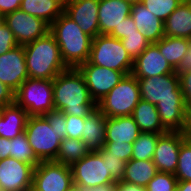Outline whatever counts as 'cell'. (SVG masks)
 I'll list each match as a JSON object with an SVG mask.
<instances>
[{"label": "cell", "mask_w": 191, "mask_h": 191, "mask_svg": "<svg viewBox=\"0 0 191 191\" xmlns=\"http://www.w3.org/2000/svg\"><path fill=\"white\" fill-rule=\"evenodd\" d=\"M97 152L102 156L103 160H107V166L111 177L116 182L122 181L125 172L126 161L120 159V157L110 156V154L103 148Z\"/></svg>", "instance_id": "e575fe53"}, {"label": "cell", "mask_w": 191, "mask_h": 191, "mask_svg": "<svg viewBox=\"0 0 191 191\" xmlns=\"http://www.w3.org/2000/svg\"><path fill=\"white\" fill-rule=\"evenodd\" d=\"M174 72L175 69L160 53L155 43H151L146 50L134 60L132 70V74L136 78H149Z\"/></svg>", "instance_id": "e0dca14e"}, {"label": "cell", "mask_w": 191, "mask_h": 191, "mask_svg": "<svg viewBox=\"0 0 191 191\" xmlns=\"http://www.w3.org/2000/svg\"><path fill=\"white\" fill-rule=\"evenodd\" d=\"M34 167L13 157L0 160L2 191H26L33 183Z\"/></svg>", "instance_id": "5bb4252c"}, {"label": "cell", "mask_w": 191, "mask_h": 191, "mask_svg": "<svg viewBox=\"0 0 191 191\" xmlns=\"http://www.w3.org/2000/svg\"><path fill=\"white\" fill-rule=\"evenodd\" d=\"M164 35L191 40V0H183L164 21Z\"/></svg>", "instance_id": "7402d4cb"}, {"label": "cell", "mask_w": 191, "mask_h": 191, "mask_svg": "<svg viewBox=\"0 0 191 191\" xmlns=\"http://www.w3.org/2000/svg\"><path fill=\"white\" fill-rule=\"evenodd\" d=\"M129 56L135 60L151 44L139 31L137 33L126 34L120 40Z\"/></svg>", "instance_id": "d6a6232c"}, {"label": "cell", "mask_w": 191, "mask_h": 191, "mask_svg": "<svg viewBox=\"0 0 191 191\" xmlns=\"http://www.w3.org/2000/svg\"><path fill=\"white\" fill-rule=\"evenodd\" d=\"M13 12V0H0V13L5 16Z\"/></svg>", "instance_id": "7dc6e473"}, {"label": "cell", "mask_w": 191, "mask_h": 191, "mask_svg": "<svg viewBox=\"0 0 191 191\" xmlns=\"http://www.w3.org/2000/svg\"><path fill=\"white\" fill-rule=\"evenodd\" d=\"M66 117V129H67V137L81 139L83 135V124L85 118L65 115Z\"/></svg>", "instance_id": "74e56055"}, {"label": "cell", "mask_w": 191, "mask_h": 191, "mask_svg": "<svg viewBox=\"0 0 191 191\" xmlns=\"http://www.w3.org/2000/svg\"><path fill=\"white\" fill-rule=\"evenodd\" d=\"M89 152L88 146L81 139L65 137L60 143L55 162L72 166Z\"/></svg>", "instance_id": "83f0119b"}, {"label": "cell", "mask_w": 191, "mask_h": 191, "mask_svg": "<svg viewBox=\"0 0 191 191\" xmlns=\"http://www.w3.org/2000/svg\"><path fill=\"white\" fill-rule=\"evenodd\" d=\"M125 2L130 3L131 5L142 3L143 0H123Z\"/></svg>", "instance_id": "f5cc1de1"}, {"label": "cell", "mask_w": 191, "mask_h": 191, "mask_svg": "<svg viewBox=\"0 0 191 191\" xmlns=\"http://www.w3.org/2000/svg\"><path fill=\"white\" fill-rule=\"evenodd\" d=\"M23 0H13V11L20 9Z\"/></svg>", "instance_id": "f907efd6"}, {"label": "cell", "mask_w": 191, "mask_h": 191, "mask_svg": "<svg viewBox=\"0 0 191 191\" xmlns=\"http://www.w3.org/2000/svg\"><path fill=\"white\" fill-rule=\"evenodd\" d=\"M140 100L139 83L131 73L97 102V108L106 118L131 116Z\"/></svg>", "instance_id": "5b68a950"}, {"label": "cell", "mask_w": 191, "mask_h": 191, "mask_svg": "<svg viewBox=\"0 0 191 191\" xmlns=\"http://www.w3.org/2000/svg\"><path fill=\"white\" fill-rule=\"evenodd\" d=\"M103 149L110 156L120 157V159L128 162L131 159L133 146L130 143H117L115 141H105Z\"/></svg>", "instance_id": "d590c367"}, {"label": "cell", "mask_w": 191, "mask_h": 191, "mask_svg": "<svg viewBox=\"0 0 191 191\" xmlns=\"http://www.w3.org/2000/svg\"><path fill=\"white\" fill-rule=\"evenodd\" d=\"M131 16L137 30L144 35L148 42L156 43L165 36L164 22L147 10L142 3L132 5Z\"/></svg>", "instance_id": "d6986e66"}, {"label": "cell", "mask_w": 191, "mask_h": 191, "mask_svg": "<svg viewBox=\"0 0 191 191\" xmlns=\"http://www.w3.org/2000/svg\"><path fill=\"white\" fill-rule=\"evenodd\" d=\"M185 132L191 137V108L188 110V124Z\"/></svg>", "instance_id": "681fc988"}, {"label": "cell", "mask_w": 191, "mask_h": 191, "mask_svg": "<svg viewBox=\"0 0 191 191\" xmlns=\"http://www.w3.org/2000/svg\"><path fill=\"white\" fill-rule=\"evenodd\" d=\"M190 70H191V45L189 46L185 56L182 58L180 64L175 69V72L179 75L182 72H186Z\"/></svg>", "instance_id": "7bdbcfd3"}, {"label": "cell", "mask_w": 191, "mask_h": 191, "mask_svg": "<svg viewBox=\"0 0 191 191\" xmlns=\"http://www.w3.org/2000/svg\"><path fill=\"white\" fill-rule=\"evenodd\" d=\"M183 0H143L142 4L161 21H165Z\"/></svg>", "instance_id": "1f68e13d"}, {"label": "cell", "mask_w": 191, "mask_h": 191, "mask_svg": "<svg viewBox=\"0 0 191 191\" xmlns=\"http://www.w3.org/2000/svg\"><path fill=\"white\" fill-rule=\"evenodd\" d=\"M137 27L135 26L132 16H128L119 25L118 30H113L109 36L117 38L119 40L126 37V34L137 33Z\"/></svg>", "instance_id": "60d3db41"}, {"label": "cell", "mask_w": 191, "mask_h": 191, "mask_svg": "<svg viewBox=\"0 0 191 191\" xmlns=\"http://www.w3.org/2000/svg\"><path fill=\"white\" fill-rule=\"evenodd\" d=\"M176 191H191V181H178Z\"/></svg>", "instance_id": "c3c4849f"}, {"label": "cell", "mask_w": 191, "mask_h": 191, "mask_svg": "<svg viewBox=\"0 0 191 191\" xmlns=\"http://www.w3.org/2000/svg\"><path fill=\"white\" fill-rule=\"evenodd\" d=\"M10 157V139L0 137V160Z\"/></svg>", "instance_id": "bcb514c9"}, {"label": "cell", "mask_w": 191, "mask_h": 191, "mask_svg": "<svg viewBox=\"0 0 191 191\" xmlns=\"http://www.w3.org/2000/svg\"><path fill=\"white\" fill-rule=\"evenodd\" d=\"M16 46H18V43L14 37V34L4 23L0 28V55L12 50Z\"/></svg>", "instance_id": "f35d334b"}, {"label": "cell", "mask_w": 191, "mask_h": 191, "mask_svg": "<svg viewBox=\"0 0 191 191\" xmlns=\"http://www.w3.org/2000/svg\"><path fill=\"white\" fill-rule=\"evenodd\" d=\"M14 102L29 116H43L54 110L53 80L28 78L15 91Z\"/></svg>", "instance_id": "52a82bcc"}, {"label": "cell", "mask_w": 191, "mask_h": 191, "mask_svg": "<svg viewBox=\"0 0 191 191\" xmlns=\"http://www.w3.org/2000/svg\"><path fill=\"white\" fill-rule=\"evenodd\" d=\"M155 44L158 46L160 53L165 57L168 63L176 69L187 53L188 48L191 45V40L164 36Z\"/></svg>", "instance_id": "4316f807"}, {"label": "cell", "mask_w": 191, "mask_h": 191, "mask_svg": "<svg viewBox=\"0 0 191 191\" xmlns=\"http://www.w3.org/2000/svg\"><path fill=\"white\" fill-rule=\"evenodd\" d=\"M98 10L99 0H70L64 7V12L92 38L99 35Z\"/></svg>", "instance_id": "2e32d148"}, {"label": "cell", "mask_w": 191, "mask_h": 191, "mask_svg": "<svg viewBox=\"0 0 191 191\" xmlns=\"http://www.w3.org/2000/svg\"><path fill=\"white\" fill-rule=\"evenodd\" d=\"M73 184L72 171L55 161H40L34 168L32 185L42 191H67Z\"/></svg>", "instance_id": "30bf717a"}, {"label": "cell", "mask_w": 191, "mask_h": 191, "mask_svg": "<svg viewBox=\"0 0 191 191\" xmlns=\"http://www.w3.org/2000/svg\"><path fill=\"white\" fill-rule=\"evenodd\" d=\"M90 64L131 74L134 60L129 56L122 42L109 35H97L92 39L89 59Z\"/></svg>", "instance_id": "8992f818"}, {"label": "cell", "mask_w": 191, "mask_h": 191, "mask_svg": "<svg viewBox=\"0 0 191 191\" xmlns=\"http://www.w3.org/2000/svg\"><path fill=\"white\" fill-rule=\"evenodd\" d=\"M188 137L186 132L168 131L158 137L152 161L158 172L175 174L181 143Z\"/></svg>", "instance_id": "4fadbf2b"}, {"label": "cell", "mask_w": 191, "mask_h": 191, "mask_svg": "<svg viewBox=\"0 0 191 191\" xmlns=\"http://www.w3.org/2000/svg\"><path fill=\"white\" fill-rule=\"evenodd\" d=\"M140 99L156 105L160 120L168 131L185 132L188 110L176 72L149 78H137Z\"/></svg>", "instance_id": "6da1fadb"}, {"label": "cell", "mask_w": 191, "mask_h": 191, "mask_svg": "<svg viewBox=\"0 0 191 191\" xmlns=\"http://www.w3.org/2000/svg\"><path fill=\"white\" fill-rule=\"evenodd\" d=\"M43 116L47 119L52 129L57 131V134L61 140L67 137L66 117L62 111L54 109L44 114Z\"/></svg>", "instance_id": "8d00e7d4"}, {"label": "cell", "mask_w": 191, "mask_h": 191, "mask_svg": "<svg viewBox=\"0 0 191 191\" xmlns=\"http://www.w3.org/2000/svg\"><path fill=\"white\" fill-rule=\"evenodd\" d=\"M106 132V117L97 108L85 117L81 140L90 151H99L104 147Z\"/></svg>", "instance_id": "603a6c76"}, {"label": "cell", "mask_w": 191, "mask_h": 191, "mask_svg": "<svg viewBox=\"0 0 191 191\" xmlns=\"http://www.w3.org/2000/svg\"><path fill=\"white\" fill-rule=\"evenodd\" d=\"M5 23V18H0V28L3 26Z\"/></svg>", "instance_id": "9f6ffc18"}, {"label": "cell", "mask_w": 191, "mask_h": 191, "mask_svg": "<svg viewBox=\"0 0 191 191\" xmlns=\"http://www.w3.org/2000/svg\"><path fill=\"white\" fill-rule=\"evenodd\" d=\"M161 134L141 132L139 137L133 142L131 159L152 160L154 151Z\"/></svg>", "instance_id": "f1b7e54d"}, {"label": "cell", "mask_w": 191, "mask_h": 191, "mask_svg": "<svg viewBox=\"0 0 191 191\" xmlns=\"http://www.w3.org/2000/svg\"><path fill=\"white\" fill-rule=\"evenodd\" d=\"M132 5L123 0H99V34L109 35L118 30L124 19L131 15Z\"/></svg>", "instance_id": "ac0fdd59"}, {"label": "cell", "mask_w": 191, "mask_h": 191, "mask_svg": "<svg viewBox=\"0 0 191 191\" xmlns=\"http://www.w3.org/2000/svg\"><path fill=\"white\" fill-rule=\"evenodd\" d=\"M177 181H191V137H187L180 146L178 166L175 172Z\"/></svg>", "instance_id": "4dcf8cb0"}, {"label": "cell", "mask_w": 191, "mask_h": 191, "mask_svg": "<svg viewBox=\"0 0 191 191\" xmlns=\"http://www.w3.org/2000/svg\"><path fill=\"white\" fill-rule=\"evenodd\" d=\"M14 94L7 85L0 82V107L14 103Z\"/></svg>", "instance_id": "b9f144b4"}, {"label": "cell", "mask_w": 191, "mask_h": 191, "mask_svg": "<svg viewBox=\"0 0 191 191\" xmlns=\"http://www.w3.org/2000/svg\"><path fill=\"white\" fill-rule=\"evenodd\" d=\"M116 191H146V188L120 181L116 182Z\"/></svg>", "instance_id": "f6af8a7d"}, {"label": "cell", "mask_w": 191, "mask_h": 191, "mask_svg": "<svg viewBox=\"0 0 191 191\" xmlns=\"http://www.w3.org/2000/svg\"><path fill=\"white\" fill-rule=\"evenodd\" d=\"M67 191H81L78 185L72 184Z\"/></svg>", "instance_id": "816d5d0a"}, {"label": "cell", "mask_w": 191, "mask_h": 191, "mask_svg": "<svg viewBox=\"0 0 191 191\" xmlns=\"http://www.w3.org/2000/svg\"><path fill=\"white\" fill-rule=\"evenodd\" d=\"M24 133L39 161H55L62 140L44 116H29Z\"/></svg>", "instance_id": "ba28073f"}, {"label": "cell", "mask_w": 191, "mask_h": 191, "mask_svg": "<svg viewBox=\"0 0 191 191\" xmlns=\"http://www.w3.org/2000/svg\"><path fill=\"white\" fill-rule=\"evenodd\" d=\"M71 167L73 184L97 186L116 183L108 170L107 160L97 151H90Z\"/></svg>", "instance_id": "9c48e42d"}, {"label": "cell", "mask_w": 191, "mask_h": 191, "mask_svg": "<svg viewBox=\"0 0 191 191\" xmlns=\"http://www.w3.org/2000/svg\"><path fill=\"white\" fill-rule=\"evenodd\" d=\"M10 157L30 164L34 168L40 163L33 153L25 133L10 140Z\"/></svg>", "instance_id": "f546056e"}, {"label": "cell", "mask_w": 191, "mask_h": 191, "mask_svg": "<svg viewBox=\"0 0 191 191\" xmlns=\"http://www.w3.org/2000/svg\"><path fill=\"white\" fill-rule=\"evenodd\" d=\"M177 182L174 174L158 172L145 188L146 191H175Z\"/></svg>", "instance_id": "836d02e7"}, {"label": "cell", "mask_w": 191, "mask_h": 191, "mask_svg": "<svg viewBox=\"0 0 191 191\" xmlns=\"http://www.w3.org/2000/svg\"><path fill=\"white\" fill-rule=\"evenodd\" d=\"M4 18L18 45H25L44 37L50 30V26L42 19L27 14L21 9L6 14Z\"/></svg>", "instance_id": "7c38bea8"}, {"label": "cell", "mask_w": 191, "mask_h": 191, "mask_svg": "<svg viewBox=\"0 0 191 191\" xmlns=\"http://www.w3.org/2000/svg\"><path fill=\"white\" fill-rule=\"evenodd\" d=\"M26 191H42V190H37L33 185H31Z\"/></svg>", "instance_id": "11a10c76"}, {"label": "cell", "mask_w": 191, "mask_h": 191, "mask_svg": "<svg viewBox=\"0 0 191 191\" xmlns=\"http://www.w3.org/2000/svg\"><path fill=\"white\" fill-rule=\"evenodd\" d=\"M23 47L29 78L53 80L68 69L62 60L56 39L50 32Z\"/></svg>", "instance_id": "277c9868"}, {"label": "cell", "mask_w": 191, "mask_h": 191, "mask_svg": "<svg viewBox=\"0 0 191 191\" xmlns=\"http://www.w3.org/2000/svg\"><path fill=\"white\" fill-rule=\"evenodd\" d=\"M131 117L141 132L164 134L168 130L163 126L156 105L140 100L134 108Z\"/></svg>", "instance_id": "cb8c5ba5"}, {"label": "cell", "mask_w": 191, "mask_h": 191, "mask_svg": "<svg viewBox=\"0 0 191 191\" xmlns=\"http://www.w3.org/2000/svg\"><path fill=\"white\" fill-rule=\"evenodd\" d=\"M2 118V112H1V107H0V119Z\"/></svg>", "instance_id": "6f0895ef"}, {"label": "cell", "mask_w": 191, "mask_h": 191, "mask_svg": "<svg viewBox=\"0 0 191 191\" xmlns=\"http://www.w3.org/2000/svg\"><path fill=\"white\" fill-rule=\"evenodd\" d=\"M140 133L138 125L131 116L106 118L105 141L133 144Z\"/></svg>", "instance_id": "44dd1931"}, {"label": "cell", "mask_w": 191, "mask_h": 191, "mask_svg": "<svg viewBox=\"0 0 191 191\" xmlns=\"http://www.w3.org/2000/svg\"><path fill=\"white\" fill-rule=\"evenodd\" d=\"M77 69L83 75L91 98L97 103L125 76L123 72L90 64H80Z\"/></svg>", "instance_id": "8fae6325"}, {"label": "cell", "mask_w": 191, "mask_h": 191, "mask_svg": "<svg viewBox=\"0 0 191 191\" xmlns=\"http://www.w3.org/2000/svg\"><path fill=\"white\" fill-rule=\"evenodd\" d=\"M57 2H59L63 7L66 6V4L70 1V0H56Z\"/></svg>", "instance_id": "db71d44e"}, {"label": "cell", "mask_w": 191, "mask_h": 191, "mask_svg": "<svg viewBox=\"0 0 191 191\" xmlns=\"http://www.w3.org/2000/svg\"><path fill=\"white\" fill-rule=\"evenodd\" d=\"M20 9L49 26L64 12V7L56 0H23Z\"/></svg>", "instance_id": "484cf974"}, {"label": "cell", "mask_w": 191, "mask_h": 191, "mask_svg": "<svg viewBox=\"0 0 191 191\" xmlns=\"http://www.w3.org/2000/svg\"><path fill=\"white\" fill-rule=\"evenodd\" d=\"M178 76L184 102L187 110H189L191 108V70L182 72Z\"/></svg>", "instance_id": "ab89813d"}, {"label": "cell", "mask_w": 191, "mask_h": 191, "mask_svg": "<svg viewBox=\"0 0 191 191\" xmlns=\"http://www.w3.org/2000/svg\"><path fill=\"white\" fill-rule=\"evenodd\" d=\"M49 32L55 37L62 60L68 68H77L88 61L93 38L84 33L65 12L50 25Z\"/></svg>", "instance_id": "3957f363"}, {"label": "cell", "mask_w": 191, "mask_h": 191, "mask_svg": "<svg viewBox=\"0 0 191 191\" xmlns=\"http://www.w3.org/2000/svg\"><path fill=\"white\" fill-rule=\"evenodd\" d=\"M0 137L13 139L24 133L28 120V113L15 102L1 108Z\"/></svg>", "instance_id": "ffe728a7"}, {"label": "cell", "mask_w": 191, "mask_h": 191, "mask_svg": "<svg viewBox=\"0 0 191 191\" xmlns=\"http://www.w3.org/2000/svg\"><path fill=\"white\" fill-rule=\"evenodd\" d=\"M28 78L23 45L0 55V82L15 92Z\"/></svg>", "instance_id": "9a60e30c"}, {"label": "cell", "mask_w": 191, "mask_h": 191, "mask_svg": "<svg viewBox=\"0 0 191 191\" xmlns=\"http://www.w3.org/2000/svg\"><path fill=\"white\" fill-rule=\"evenodd\" d=\"M157 173V167L152 160L130 159L126 162L122 182L146 187Z\"/></svg>", "instance_id": "d4e9b609"}, {"label": "cell", "mask_w": 191, "mask_h": 191, "mask_svg": "<svg viewBox=\"0 0 191 191\" xmlns=\"http://www.w3.org/2000/svg\"><path fill=\"white\" fill-rule=\"evenodd\" d=\"M81 191H116V183L110 185L86 186L78 185Z\"/></svg>", "instance_id": "ee69618b"}, {"label": "cell", "mask_w": 191, "mask_h": 191, "mask_svg": "<svg viewBox=\"0 0 191 191\" xmlns=\"http://www.w3.org/2000/svg\"><path fill=\"white\" fill-rule=\"evenodd\" d=\"M53 101L54 108L65 115L85 118L97 109L77 68H68L53 79Z\"/></svg>", "instance_id": "7a4b0ae2"}]
</instances>
